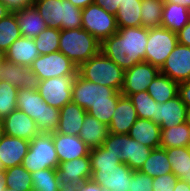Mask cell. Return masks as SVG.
<instances>
[{"instance_id": "6da1fadb", "label": "cell", "mask_w": 190, "mask_h": 191, "mask_svg": "<svg viewBox=\"0 0 190 191\" xmlns=\"http://www.w3.org/2000/svg\"><path fill=\"white\" fill-rule=\"evenodd\" d=\"M147 39L148 28H119L101 43L100 51L125 71L145 61Z\"/></svg>"}, {"instance_id": "7a4b0ae2", "label": "cell", "mask_w": 190, "mask_h": 191, "mask_svg": "<svg viewBox=\"0 0 190 191\" xmlns=\"http://www.w3.org/2000/svg\"><path fill=\"white\" fill-rule=\"evenodd\" d=\"M91 179L106 191H130L133 170L102 146L90 149Z\"/></svg>"}, {"instance_id": "3957f363", "label": "cell", "mask_w": 190, "mask_h": 191, "mask_svg": "<svg viewBox=\"0 0 190 191\" xmlns=\"http://www.w3.org/2000/svg\"><path fill=\"white\" fill-rule=\"evenodd\" d=\"M17 109L32 118L42 133H54L59 125L60 110L48 105L38 91L18 89Z\"/></svg>"}, {"instance_id": "277c9868", "label": "cell", "mask_w": 190, "mask_h": 191, "mask_svg": "<svg viewBox=\"0 0 190 191\" xmlns=\"http://www.w3.org/2000/svg\"><path fill=\"white\" fill-rule=\"evenodd\" d=\"M77 71L83 79L111 87L118 92L122 90L125 71L101 51L81 64Z\"/></svg>"}, {"instance_id": "5b68a950", "label": "cell", "mask_w": 190, "mask_h": 191, "mask_svg": "<svg viewBox=\"0 0 190 191\" xmlns=\"http://www.w3.org/2000/svg\"><path fill=\"white\" fill-rule=\"evenodd\" d=\"M101 43L82 28L61 29L59 51L77 67L100 51Z\"/></svg>"}, {"instance_id": "8992f818", "label": "cell", "mask_w": 190, "mask_h": 191, "mask_svg": "<svg viewBox=\"0 0 190 191\" xmlns=\"http://www.w3.org/2000/svg\"><path fill=\"white\" fill-rule=\"evenodd\" d=\"M33 5L51 27L60 30L82 28V9L69 0H34Z\"/></svg>"}, {"instance_id": "52a82bcc", "label": "cell", "mask_w": 190, "mask_h": 191, "mask_svg": "<svg viewBox=\"0 0 190 191\" xmlns=\"http://www.w3.org/2000/svg\"><path fill=\"white\" fill-rule=\"evenodd\" d=\"M102 147L133 171L141 169L152 151V148L140 144L128 134L109 133Z\"/></svg>"}, {"instance_id": "ba28073f", "label": "cell", "mask_w": 190, "mask_h": 191, "mask_svg": "<svg viewBox=\"0 0 190 191\" xmlns=\"http://www.w3.org/2000/svg\"><path fill=\"white\" fill-rule=\"evenodd\" d=\"M22 166L30 173L47 168L56 169L59 166L53 133L40 132L30 141Z\"/></svg>"}, {"instance_id": "9c48e42d", "label": "cell", "mask_w": 190, "mask_h": 191, "mask_svg": "<svg viewBox=\"0 0 190 191\" xmlns=\"http://www.w3.org/2000/svg\"><path fill=\"white\" fill-rule=\"evenodd\" d=\"M121 95L116 89L95 84L78 74L72 86V101L86 111L95 103L118 102Z\"/></svg>"}, {"instance_id": "30bf717a", "label": "cell", "mask_w": 190, "mask_h": 191, "mask_svg": "<svg viewBox=\"0 0 190 191\" xmlns=\"http://www.w3.org/2000/svg\"><path fill=\"white\" fill-rule=\"evenodd\" d=\"M82 29L93 35L100 43L118 31L115 14L95 3L82 9Z\"/></svg>"}, {"instance_id": "8fae6325", "label": "cell", "mask_w": 190, "mask_h": 191, "mask_svg": "<svg viewBox=\"0 0 190 191\" xmlns=\"http://www.w3.org/2000/svg\"><path fill=\"white\" fill-rule=\"evenodd\" d=\"M177 44V34L171 30L162 26L149 28L145 62L160 69Z\"/></svg>"}, {"instance_id": "7c38bea8", "label": "cell", "mask_w": 190, "mask_h": 191, "mask_svg": "<svg viewBox=\"0 0 190 191\" xmlns=\"http://www.w3.org/2000/svg\"><path fill=\"white\" fill-rule=\"evenodd\" d=\"M40 81L52 77L77 75L78 67L62 52L39 55L30 66Z\"/></svg>"}, {"instance_id": "4fadbf2b", "label": "cell", "mask_w": 190, "mask_h": 191, "mask_svg": "<svg viewBox=\"0 0 190 191\" xmlns=\"http://www.w3.org/2000/svg\"><path fill=\"white\" fill-rule=\"evenodd\" d=\"M76 76L69 75L41 80L38 92L48 105L60 110L65 104L72 101V86Z\"/></svg>"}, {"instance_id": "5bb4252c", "label": "cell", "mask_w": 190, "mask_h": 191, "mask_svg": "<svg viewBox=\"0 0 190 191\" xmlns=\"http://www.w3.org/2000/svg\"><path fill=\"white\" fill-rule=\"evenodd\" d=\"M160 69L148 62H141L125 70L121 94L129 96L141 91H147L148 86L158 75Z\"/></svg>"}, {"instance_id": "9a60e30c", "label": "cell", "mask_w": 190, "mask_h": 191, "mask_svg": "<svg viewBox=\"0 0 190 191\" xmlns=\"http://www.w3.org/2000/svg\"><path fill=\"white\" fill-rule=\"evenodd\" d=\"M160 73L178 84L190 81V47L178 43L160 68Z\"/></svg>"}, {"instance_id": "2e32d148", "label": "cell", "mask_w": 190, "mask_h": 191, "mask_svg": "<svg viewBox=\"0 0 190 191\" xmlns=\"http://www.w3.org/2000/svg\"><path fill=\"white\" fill-rule=\"evenodd\" d=\"M1 79L18 89L38 91L40 79L30 67L15 64L1 58Z\"/></svg>"}, {"instance_id": "e0dca14e", "label": "cell", "mask_w": 190, "mask_h": 191, "mask_svg": "<svg viewBox=\"0 0 190 191\" xmlns=\"http://www.w3.org/2000/svg\"><path fill=\"white\" fill-rule=\"evenodd\" d=\"M187 121L188 108L179 95L162 104L157 102V111L153 122L160 125L161 129L178 126Z\"/></svg>"}, {"instance_id": "ac0fdd59", "label": "cell", "mask_w": 190, "mask_h": 191, "mask_svg": "<svg viewBox=\"0 0 190 191\" xmlns=\"http://www.w3.org/2000/svg\"><path fill=\"white\" fill-rule=\"evenodd\" d=\"M4 134L31 141L40 133L36 122L23 111L16 109L2 120Z\"/></svg>"}, {"instance_id": "d6986e66", "label": "cell", "mask_w": 190, "mask_h": 191, "mask_svg": "<svg viewBox=\"0 0 190 191\" xmlns=\"http://www.w3.org/2000/svg\"><path fill=\"white\" fill-rule=\"evenodd\" d=\"M53 143L59 163L89 156L90 153V148L79 136L54 132Z\"/></svg>"}, {"instance_id": "ffe728a7", "label": "cell", "mask_w": 190, "mask_h": 191, "mask_svg": "<svg viewBox=\"0 0 190 191\" xmlns=\"http://www.w3.org/2000/svg\"><path fill=\"white\" fill-rule=\"evenodd\" d=\"M137 119L138 115L131 99L128 96L121 95L108 125L109 133L128 134Z\"/></svg>"}, {"instance_id": "44dd1931", "label": "cell", "mask_w": 190, "mask_h": 191, "mask_svg": "<svg viewBox=\"0 0 190 191\" xmlns=\"http://www.w3.org/2000/svg\"><path fill=\"white\" fill-rule=\"evenodd\" d=\"M29 144L28 140L4 134L0 140V160L4 169L22 165Z\"/></svg>"}, {"instance_id": "7402d4cb", "label": "cell", "mask_w": 190, "mask_h": 191, "mask_svg": "<svg viewBox=\"0 0 190 191\" xmlns=\"http://www.w3.org/2000/svg\"><path fill=\"white\" fill-rule=\"evenodd\" d=\"M39 55L34 38L21 36L10 45L2 57L9 62L30 67Z\"/></svg>"}, {"instance_id": "603a6c76", "label": "cell", "mask_w": 190, "mask_h": 191, "mask_svg": "<svg viewBox=\"0 0 190 191\" xmlns=\"http://www.w3.org/2000/svg\"><path fill=\"white\" fill-rule=\"evenodd\" d=\"M87 111L73 101L60 109L59 125L56 132L78 136Z\"/></svg>"}, {"instance_id": "cb8c5ba5", "label": "cell", "mask_w": 190, "mask_h": 191, "mask_svg": "<svg viewBox=\"0 0 190 191\" xmlns=\"http://www.w3.org/2000/svg\"><path fill=\"white\" fill-rule=\"evenodd\" d=\"M128 135L140 144L156 149L161 144V128L152 120L138 118L131 127Z\"/></svg>"}, {"instance_id": "d4e9b609", "label": "cell", "mask_w": 190, "mask_h": 191, "mask_svg": "<svg viewBox=\"0 0 190 191\" xmlns=\"http://www.w3.org/2000/svg\"><path fill=\"white\" fill-rule=\"evenodd\" d=\"M14 13L23 37L35 38L49 26L40 16L34 5L15 11Z\"/></svg>"}, {"instance_id": "484cf974", "label": "cell", "mask_w": 190, "mask_h": 191, "mask_svg": "<svg viewBox=\"0 0 190 191\" xmlns=\"http://www.w3.org/2000/svg\"><path fill=\"white\" fill-rule=\"evenodd\" d=\"M58 181L89 180L91 179L90 156L61 162L56 168Z\"/></svg>"}, {"instance_id": "4316f807", "label": "cell", "mask_w": 190, "mask_h": 191, "mask_svg": "<svg viewBox=\"0 0 190 191\" xmlns=\"http://www.w3.org/2000/svg\"><path fill=\"white\" fill-rule=\"evenodd\" d=\"M108 134V125L87 113L78 136L93 149L102 146Z\"/></svg>"}, {"instance_id": "83f0119b", "label": "cell", "mask_w": 190, "mask_h": 191, "mask_svg": "<svg viewBox=\"0 0 190 191\" xmlns=\"http://www.w3.org/2000/svg\"><path fill=\"white\" fill-rule=\"evenodd\" d=\"M190 21V10L181 4L165 2L161 26L178 33Z\"/></svg>"}, {"instance_id": "f1b7e54d", "label": "cell", "mask_w": 190, "mask_h": 191, "mask_svg": "<svg viewBox=\"0 0 190 191\" xmlns=\"http://www.w3.org/2000/svg\"><path fill=\"white\" fill-rule=\"evenodd\" d=\"M165 150L172 173L178 179L190 183V147H173Z\"/></svg>"}, {"instance_id": "f546056e", "label": "cell", "mask_w": 190, "mask_h": 191, "mask_svg": "<svg viewBox=\"0 0 190 191\" xmlns=\"http://www.w3.org/2000/svg\"><path fill=\"white\" fill-rule=\"evenodd\" d=\"M178 83L162 73L154 78L148 86L147 92L159 103H164L178 95Z\"/></svg>"}, {"instance_id": "4dcf8cb0", "label": "cell", "mask_w": 190, "mask_h": 191, "mask_svg": "<svg viewBox=\"0 0 190 191\" xmlns=\"http://www.w3.org/2000/svg\"><path fill=\"white\" fill-rule=\"evenodd\" d=\"M161 144L163 149L173 147H190L189 122H184L178 126L161 129Z\"/></svg>"}, {"instance_id": "1f68e13d", "label": "cell", "mask_w": 190, "mask_h": 191, "mask_svg": "<svg viewBox=\"0 0 190 191\" xmlns=\"http://www.w3.org/2000/svg\"><path fill=\"white\" fill-rule=\"evenodd\" d=\"M139 171L151 178L171 173L172 167L168 161L166 150L161 147L152 149L149 157Z\"/></svg>"}, {"instance_id": "d6a6232c", "label": "cell", "mask_w": 190, "mask_h": 191, "mask_svg": "<svg viewBox=\"0 0 190 191\" xmlns=\"http://www.w3.org/2000/svg\"><path fill=\"white\" fill-rule=\"evenodd\" d=\"M141 1H126L115 14L118 28L141 27Z\"/></svg>"}, {"instance_id": "836d02e7", "label": "cell", "mask_w": 190, "mask_h": 191, "mask_svg": "<svg viewBox=\"0 0 190 191\" xmlns=\"http://www.w3.org/2000/svg\"><path fill=\"white\" fill-rule=\"evenodd\" d=\"M21 32L14 12L0 19V53L3 56L10 45L20 38Z\"/></svg>"}, {"instance_id": "e575fe53", "label": "cell", "mask_w": 190, "mask_h": 191, "mask_svg": "<svg viewBox=\"0 0 190 191\" xmlns=\"http://www.w3.org/2000/svg\"><path fill=\"white\" fill-rule=\"evenodd\" d=\"M164 0H141L142 27L155 28L161 26Z\"/></svg>"}, {"instance_id": "d590c367", "label": "cell", "mask_w": 190, "mask_h": 191, "mask_svg": "<svg viewBox=\"0 0 190 191\" xmlns=\"http://www.w3.org/2000/svg\"><path fill=\"white\" fill-rule=\"evenodd\" d=\"M6 187L18 191H32L33 183L31 173L22 165L5 169Z\"/></svg>"}, {"instance_id": "8d00e7d4", "label": "cell", "mask_w": 190, "mask_h": 191, "mask_svg": "<svg viewBox=\"0 0 190 191\" xmlns=\"http://www.w3.org/2000/svg\"><path fill=\"white\" fill-rule=\"evenodd\" d=\"M60 29L48 26L40 32L34 42L40 55L59 51Z\"/></svg>"}, {"instance_id": "74e56055", "label": "cell", "mask_w": 190, "mask_h": 191, "mask_svg": "<svg viewBox=\"0 0 190 191\" xmlns=\"http://www.w3.org/2000/svg\"><path fill=\"white\" fill-rule=\"evenodd\" d=\"M135 110L138 118L152 120L156 116L157 102L149 95L147 91H141L136 94H130L128 96Z\"/></svg>"}, {"instance_id": "f35d334b", "label": "cell", "mask_w": 190, "mask_h": 191, "mask_svg": "<svg viewBox=\"0 0 190 191\" xmlns=\"http://www.w3.org/2000/svg\"><path fill=\"white\" fill-rule=\"evenodd\" d=\"M18 88L4 80H0V120L17 109Z\"/></svg>"}, {"instance_id": "ab89813d", "label": "cell", "mask_w": 190, "mask_h": 191, "mask_svg": "<svg viewBox=\"0 0 190 191\" xmlns=\"http://www.w3.org/2000/svg\"><path fill=\"white\" fill-rule=\"evenodd\" d=\"M32 191H58V178L56 169H41L31 173Z\"/></svg>"}, {"instance_id": "60d3db41", "label": "cell", "mask_w": 190, "mask_h": 191, "mask_svg": "<svg viewBox=\"0 0 190 191\" xmlns=\"http://www.w3.org/2000/svg\"><path fill=\"white\" fill-rule=\"evenodd\" d=\"M117 107V102H101L93 104L87 113L99 121L109 125Z\"/></svg>"}, {"instance_id": "b9f144b4", "label": "cell", "mask_w": 190, "mask_h": 191, "mask_svg": "<svg viewBox=\"0 0 190 191\" xmlns=\"http://www.w3.org/2000/svg\"><path fill=\"white\" fill-rule=\"evenodd\" d=\"M153 178L142 172L133 171L129 180L130 191H153Z\"/></svg>"}, {"instance_id": "7bdbcfd3", "label": "cell", "mask_w": 190, "mask_h": 191, "mask_svg": "<svg viewBox=\"0 0 190 191\" xmlns=\"http://www.w3.org/2000/svg\"><path fill=\"white\" fill-rule=\"evenodd\" d=\"M178 178L171 172L153 178V191H173Z\"/></svg>"}, {"instance_id": "ee69618b", "label": "cell", "mask_w": 190, "mask_h": 191, "mask_svg": "<svg viewBox=\"0 0 190 191\" xmlns=\"http://www.w3.org/2000/svg\"><path fill=\"white\" fill-rule=\"evenodd\" d=\"M126 1H141V0H94V3L102 7L106 11L116 14L118 12L119 5L125 3Z\"/></svg>"}, {"instance_id": "f6af8a7d", "label": "cell", "mask_w": 190, "mask_h": 191, "mask_svg": "<svg viewBox=\"0 0 190 191\" xmlns=\"http://www.w3.org/2000/svg\"><path fill=\"white\" fill-rule=\"evenodd\" d=\"M87 180L58 181V191H80Z\"/></svg>"}, {"instance_id": "bcb514c9", "label": "cell", "mask_w": 190, "mask_h": 191, "mask_svg": "<svg viewBox=\"0 0 190 191\" xmlns=\"http://www.w3.org/2000/svg\"><path fill=\"white\" fill-rule=\"evenodd\" d=\"M1 1L11 12H15L25 7L33 5L34 0H1Z\"/></svg>"}, {"instance_id": "7dc6e473", "label": "cell", "mask_w": 190, "mask_h": 191, "mask_svg": "<svg viewBox=\"0 0 190 191\" xmlns=\"http://www.w3.org/2000/svg\"><path fill=\"white\" fill-rule=\"evenodd\" d=\"M178 95L187 108H190V81L179 83Z\"/></svg>"}, {"instance_id": "c3c4849f", "label": "cell", "mask_w": 190, "mask_h": 191, "mask_svg": "<svg viewBox=\"0 0 190 191\" xmlns=\"http://www.w3.org/2000/svg\"><path fill=\"white\" fill-rule=\"evenodd\" d=\"M176 34L179 44L190 47V21Z\"/></svg>"}, {"instance_id": "681fc988", "label": "cell", "mask_w": 190, "mask_h": 191, "mask_svg": "<svg viewBox=\"0 0 190 191\" xmlns=\"http://www.w3.org/2000/svg\"><path fill=\"white\" fill-rule=\"evenodd\" d=\"M80 191H106V190L98 183L94 182L92 179H89L85 182Z\"/></svg>"}, {"instance_id": "f907efd6", "label": "cell", "mask_w": 190, "mask_h": 191, "mask_svg": "<svg viewBox=\"0 0 190 191\" xmlns=\"http://www.w3.org/2000/svg\"><path fill=\"white\" fill-rule=\"evenodd\" d=\"M173 191H190V183L178 179Z\"/></svg>"}, {"instance_id": "816d5d0a", "label": "cell", "mask_w": 190, "mask_h": 191, "mask_svg": "<svg viewBox=\"0 0 190 191\" xmlns=\"http://www.w3.org/2000/svg\"><path fill=\"white\" fill-rule=\"evenodd\" d=\"M75 7L84 9L88 5L94 3V0H69Z\"/></svg>"}, {"instance_id": "f5cc1de1", "label": "cell", "mask_w": 190, "mask_h": 191, "mask_svg": "<svg viewBox=\"0 0 190 191\" xmlns=\"http://www.w3.org/2000/svg\"><path fill=\"white\" fill-rule=\"evenodd\" d=\"M164 2L181 4L182 6L190 10V0H164Z\"/></svg>"}, {"instance_id": "db71d44e", "label": "cell", "mask_w": 190, "mask_h": 191, "mask_svg": "<svg viewBox=\"0 0 190 191\" xmlns=\"http://www.w3.org/2000/svg\"><path fill=\"white\" fill-rule=\"evenodd\" d=\"M11 11L5 6V4L0 0V19L6 17Z\"/></svg>"}, {"instance_id": "11a10c76", "label": "cell", "mask_w": 190, "mask_h": 191, "mask_svg": "<svg viewBox=\"0 0 190 191\" xmlns=\"http://www.w3.org/2000/svg\"><path fill=\"white\" fill-rule=\"evenodd\" d=\"M6 174L5 170L0 171V191H5L6 190Z\"/></svg>"}, {"instance_id": "9f6ffc18", "label": "cell", "mask_w": 190, "mask_h": 191, "mask_svg": "<svg viewBox=\"0 0 190 191\" xmlns=\"http://www.w3.org/2000/svg\"><path fill=\"white\" fill-rule=\"evenodd\" d=\"M3 135H4V130L2 126V121L0 120V140L2 139Z\"/></svg>"}, {"instance_id": "6f0895ef", "label": "cell", "mask_w": 190, "mask_h": 191, "mask_svg": "<svg viewBox=\"0 0 190 191\" xmlns=\"http://www.w3.org/2000/svg\"><path fill=\"white\" fill-rule=\"evenodd\" d=\"M2 170H5V169H4L3 164H2V162L0 160V171H2Z\"/></svg>"}, {"instance_id": "680465c9", "label": "cell", "mask_w": 190, "mask_h": 191, "mask_svg": "<svg viewBox=\"0 0 190 191\" xmlns=\"http://www.w3.org/2000/svg\"><path fill=\"white\" fill-rule=\"evenodd\" d=\"M5 191H18V190H16V189H11V188L7 187Z\"/></svg>"}, {"instance_id": "91938a15", "label": "cell", "mask_w": 190, "mask_h": 191, "mask_svg": "<svg viewBox=\"0 0 190 191\" xmlns=\"http://www.w3.org/2000/svg\"><path fill=\"white\" fill-rule=\"evenodd\" d=\"M188 122H190V108H188Z\"/></svg>"}, {"instance_id": "94428289", "label": "cell", "mask_w": 190, "mask_h": 191, "mask_svg": "<svg viewBox=\"0 0 190 191\" xmlns=\"http://www.w3.org/2000/svg\"><path fill=\"white\" fill-rule=\"evenodd\" d=\"M0 80H1V59H0Z\"/></svg>"}]
</instances>
